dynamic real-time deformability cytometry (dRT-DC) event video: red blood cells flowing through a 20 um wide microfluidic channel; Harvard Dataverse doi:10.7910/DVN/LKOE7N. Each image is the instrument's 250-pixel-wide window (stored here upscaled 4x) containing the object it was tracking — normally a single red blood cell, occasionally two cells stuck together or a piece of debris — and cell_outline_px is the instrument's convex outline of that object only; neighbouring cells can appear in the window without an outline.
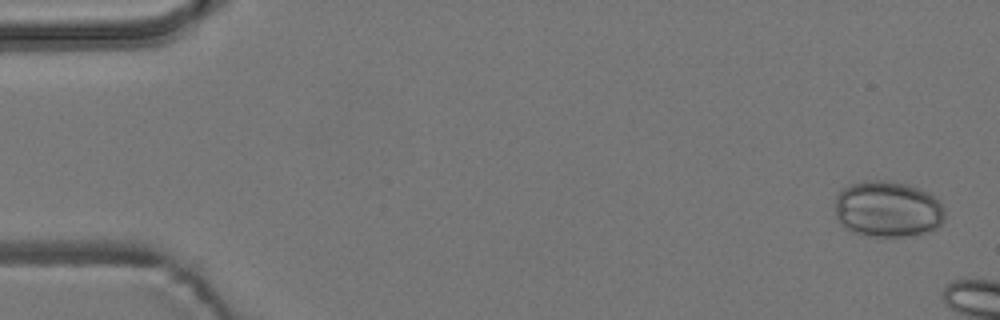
{"species": "common noctule bat (a hibernating species)", "species_latin": "Nyctalus noctula", "temperature_condition": "room temperature", "stored_images_in_passage": 3, "camera_frame_rate_fps": 3000, "um_per_image_px": 0.085, "animal": {"sex": "male", "body_mass_g": 19.2, "forearm_length_mm": 51.8}, "frame": {"image": 1, "passage_image": 1, "time_ms": 0.0, "image_size_px": [1000, 320], "cell_outline_px": [[944, 220], [936, 228], [908, 236], [872, 236], [856, 232], [844, 228], [836, 216], [836, 196], [844, 188], [852, 184], [864, 180], [884, 180], [908, 184], [928, 192], [940, 200], [944, 208]], "centroid_in_image_um": [75.47, 17.76], "position_along_channel_um": 9.5, "area_um2": 35.84}}